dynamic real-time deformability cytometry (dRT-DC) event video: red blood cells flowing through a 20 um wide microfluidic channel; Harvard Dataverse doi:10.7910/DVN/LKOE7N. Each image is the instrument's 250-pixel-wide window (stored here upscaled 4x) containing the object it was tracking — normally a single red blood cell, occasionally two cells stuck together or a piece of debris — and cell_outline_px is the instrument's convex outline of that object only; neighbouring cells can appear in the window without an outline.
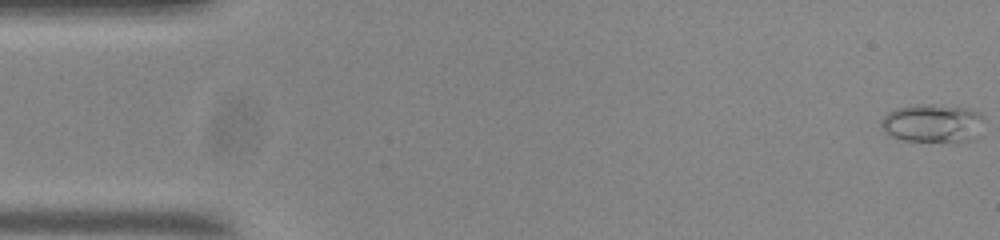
{"species": "common noctule bat (a hibernating species)", "species_latin": "Nyctalus noctula", "temperature_condition": "room temperature", "stored_images_in_passage": 11, "camera_frame_rate_fps": 3000, "um_per_image_px": 0.085, "animal": {"sex": "male", "body_mass_g": 20.0, "forearm_length_mm": 53.3}, "frame": {"image": 1, "passage_image": 1, "time_ms": 0.0, "image_size_px": [1000, 240], "cell_outline_px": [[980, 136], [976, 140], [904, 140], [892, 136], [884, 132], [880, 124], [880, 120], [888, 112], [896, 108], [916, 104], [932, 104], [968, 108], [976, 112], [980, 116]], "centroid_in_image_um": [79.22, 10.46], "position_along_channel_um": 5.8, "area_um2": 22.6}}